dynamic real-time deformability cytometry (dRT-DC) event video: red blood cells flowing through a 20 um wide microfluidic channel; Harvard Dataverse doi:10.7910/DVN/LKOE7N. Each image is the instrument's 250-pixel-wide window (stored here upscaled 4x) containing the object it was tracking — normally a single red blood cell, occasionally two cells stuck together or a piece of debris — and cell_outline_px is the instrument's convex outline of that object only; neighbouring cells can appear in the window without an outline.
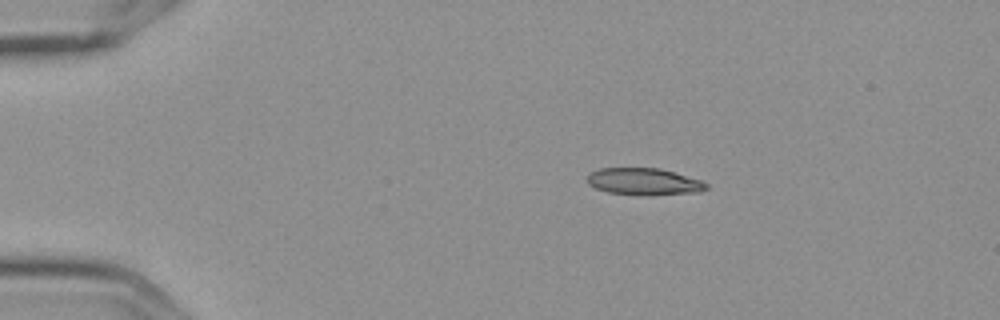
{"species": "Egyptian fruit bat (a non-hibernating species)", "species_latin": "Rousettus aegyptiacus", "temperature_condition": "cold", "stored_images_in_passage": 4, "camera_frame_rate_fps": 3000, "um_per_image_px": 0.085, "frame": {"image": 1, "passage_image": 1, "time_ms": 0.0, "image_size_px": [1000, 320], "cell_outline_px": [[708, 188], [700, 192], [652, 196], [608, 192], [596, 188], [588, 184], [588, 172], [600, 168], [660, 168], [676, 172], [700, 180], [708, 184]], "centroid_in_image_um": [54.76, 15.44], "position_along_channel_um": 30.2, "area_um2": 18.9}}